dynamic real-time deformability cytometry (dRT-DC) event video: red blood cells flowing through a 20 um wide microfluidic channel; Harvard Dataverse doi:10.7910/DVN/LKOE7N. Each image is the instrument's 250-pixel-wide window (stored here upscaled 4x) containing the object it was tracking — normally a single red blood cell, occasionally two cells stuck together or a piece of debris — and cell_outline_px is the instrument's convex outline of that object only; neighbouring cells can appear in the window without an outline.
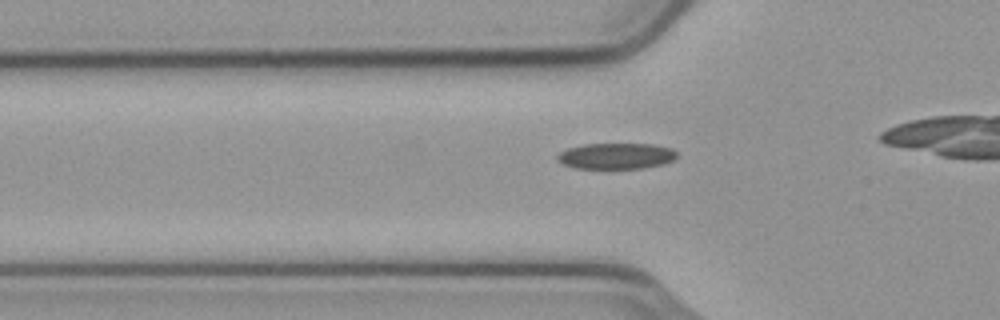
{"species": "common noctule bat (a hibernating species)", "species_latin": "Nyctalus noctula", "temperature_condition": "cold", "stored_images_in_passage": 32, "camera_frame_rate_fps": 3000, "um_per_image_px": 0.085, "animal": {"sex": "male", "body_mass_g": 23.1, "forearm_length_mm": 52.7}, "frame": {"image": 1, "passage_image": 7, "time_ms": 2.0, "image_size_px": [1000, 320], "cell_outline_px": [[676, 156], [672, 160], [664, 164], [644, 168], [576, 168], [564, 164], [556, 160], [556, 156], [560, 152], [568, 148], [584, 144], [652, 144], [672, 148], [676, 152]], "centroid_in_image_um": [52.37, 13.26], "position_along_channel_um": 73.4, "area_um2": 18.03}}
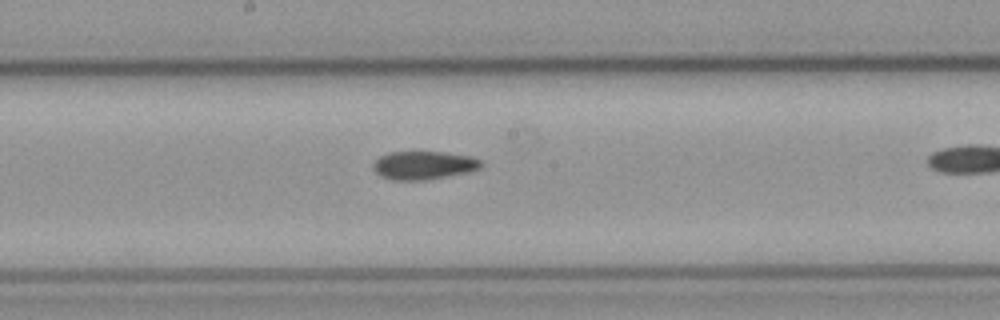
{"frame": {"image": 2, "passage_image": 18, "time_ms": 5.667, "image_size_px": [1000, 320], "cell_outline_px": [[480, 168], [468, 172], [424, 180], [392, 180], [380, 176], [372, 168], [372, 164], [380, 156], [388, 152], [440, 152], [468, 156], [480, 160]], "centroid_in_image_um": [35.94, 14.05], "position_along_channel_um": 212.3, "area_um2": 17.57}}
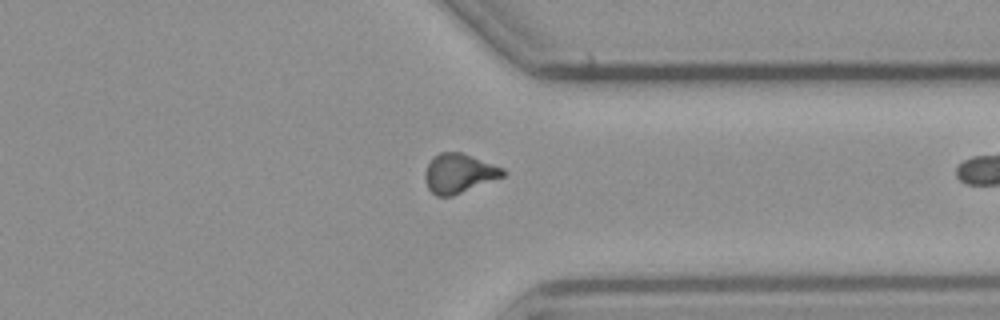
{"frame": {"image": 3, "passage_image": 31, "time_ms": 10.0, "image_size_px": [1000, 320], "cell_outline_px": [[508, 172], [504, 176], [452, 196], [436, 196], [428, 188], [424, 176], [424, 172], [432, 156], [440, 152], [460, 152], [472, 156], [504, 168]], "centroid_in_image_um": [39.0, 14.72], "position_along_channel_um": 372.4, "area_um2": 17.86}}